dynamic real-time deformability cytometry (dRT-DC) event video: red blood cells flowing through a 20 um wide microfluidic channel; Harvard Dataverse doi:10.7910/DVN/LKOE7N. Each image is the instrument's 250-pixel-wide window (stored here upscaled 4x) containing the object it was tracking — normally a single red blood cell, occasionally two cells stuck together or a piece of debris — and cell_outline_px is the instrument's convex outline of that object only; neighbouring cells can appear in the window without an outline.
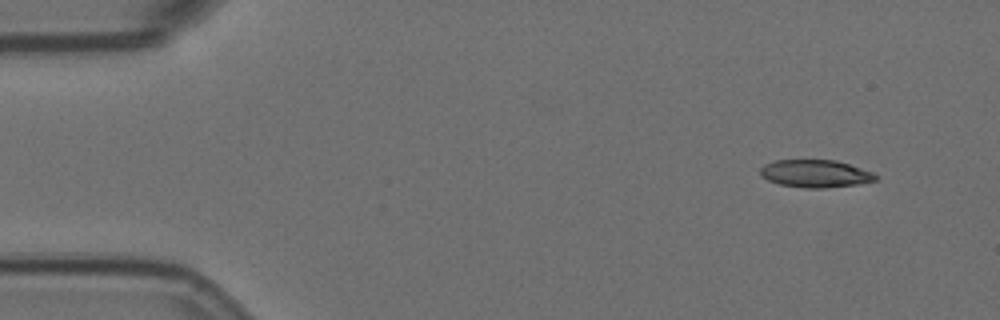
{"species": "Egyptian fruit bat (a non-hibernating species)", "species_latin": "Rousettus aegyptiacus", "temperature_condition": "room temperature", "stored_images_in_passage": 3, "camera_frame_rate_fps": 3000, "um_per_image_px": 0.085, "animal": {"sex": "female"}, "frame": {"image": 1, "passage_image": 1, "time_ms": 0.0, "image_size_px": [1000, 320], "cell_outline_px": [[880, 176], [876, 180], [856, 184], [824, 188], [804, 188], [780, 184], [768, 180], [760, 176], [760, 168], [764, 164], [776, 160], [836, 160], [872, 172]], "centroid_in_image_um": [69.29, 14.75], "position_along_channel_um": 15.7, "area_um2": 18.5}}
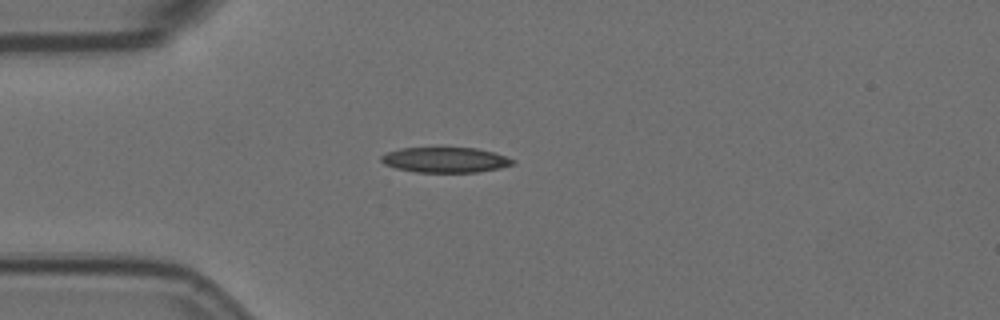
{"frame": {"image": 2, "passage_image": 3, "time_ms": 0.667, "image_size_px": [1000, 320], "cell_outline_px": [[516, 160], [512, 164], [500, 168], [476, 172], [416, 172], [396, 168], [384, 164], [380, 160], [380, 156], [388, 152], [400, 148], [476, 148], [492, 152]], "centroid_in_image_um": [37.82, 13.59], "position_along_channel_um": 47.2, "area_um2": 19.19}}